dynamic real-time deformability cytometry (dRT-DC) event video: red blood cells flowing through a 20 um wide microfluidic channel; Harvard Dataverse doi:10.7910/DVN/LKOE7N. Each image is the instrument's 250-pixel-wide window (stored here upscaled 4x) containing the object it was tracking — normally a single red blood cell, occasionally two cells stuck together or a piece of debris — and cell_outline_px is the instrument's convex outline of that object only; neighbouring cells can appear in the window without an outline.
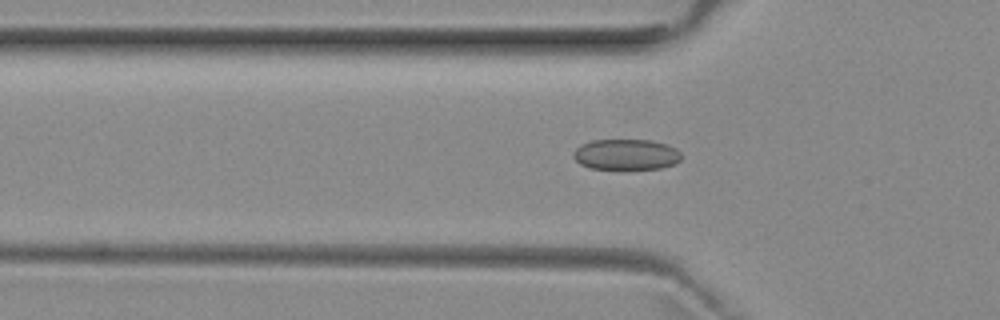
{"species": "common noctule bat (a hibernating species)", "species_latin": "Nyctalus noctula", "temperature_condition": "room temperature", "stored_images_in_passage": 52, "camera_frame_rate_fps": 3000, "um_per_image_px": 0.085, "animal": {"sex": "female", "body_mass_g": 29.2, "forearm_length_mm": 56.3}, "frame": {"image": 1, "passage_image": 17, "time_ms": 5.333, "image_size_px": [1000, 320], "cell_outline_px": [[680, 160], [676, 164], [660, 168], [624, 172], [588, 168], [580, 164], [572, 156], [572, 152], [580, 144], [592, 140], [652, 140], [676, 148], [680, 152]], "centroid_in_image_um": [53.18, 13.18], "position_along_channel_um": 72.6, "area_um2": 20.29}}
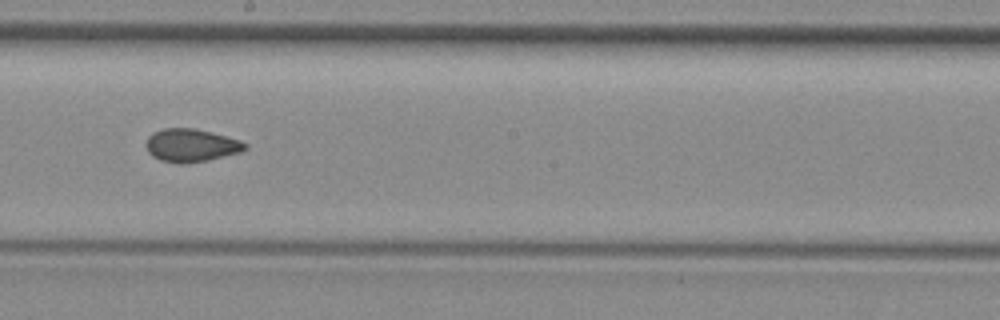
{"frame": {"image": 2, "passage_image": 29, "time_ms": 9.333, "image_size_px": [1000, 320], "cell_outline_px": [[248, 148], [240, 152], [208, 160], [184, 164], [176, 164], [160, 160], [152, 156], [148, 152], [144, 144], [148, 136], [164, 128], [196, 128], [212, 132], [240, 140], [248, 144]], "centroid_in_image_um": [16.24, 12.36], "position_along_channel_um": 232.0, "area_um2": 19.25}}
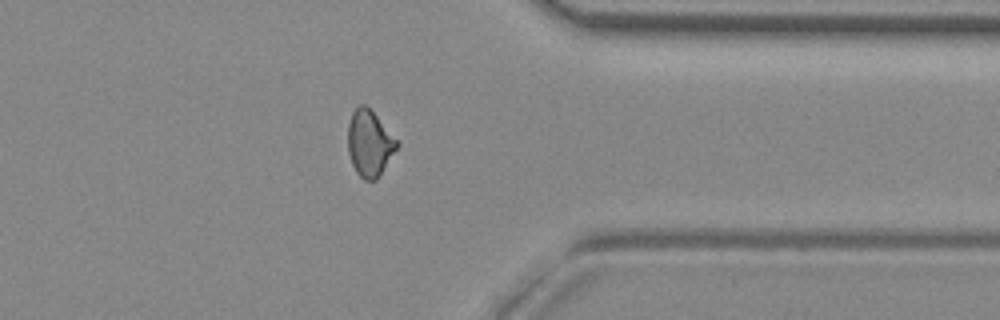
{"frame": {"image": 3, "passage_image": 41, "time_ms": 13.333, "image_size_px": [1000, 320], "cell_outline_px": [[400, 144], [376, 180], [364, 180], [356, 172], [352, 164], [348, 152], [348, 124], [352, 112], [360, 104], [364, 104], [376, 116]], "centroid_in_image_um": [31.39, 12.2], "position_along_channel_um": 380.0, "area_um2": 18.55}, "authors_computed_cell_mechanics": {"area_um2": 19.1607, "velocity_mm_per_s": 3.9666, "shape_relaxation_time_tau1_ms": null, "shape_relaxation_time_tau2_ms": 2.7774, "deformation_change_tau1": null, "deformation_change_tau2": 0.0735}}